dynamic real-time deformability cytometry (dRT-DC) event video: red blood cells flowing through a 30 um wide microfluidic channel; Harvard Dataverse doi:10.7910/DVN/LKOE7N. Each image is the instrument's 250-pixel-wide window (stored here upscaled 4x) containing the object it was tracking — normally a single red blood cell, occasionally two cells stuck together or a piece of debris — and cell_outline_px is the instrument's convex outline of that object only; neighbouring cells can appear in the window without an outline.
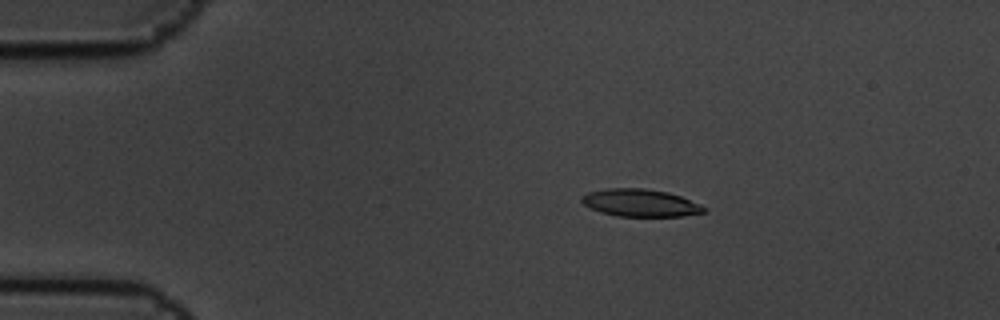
{"species": "common noctule bat (a hibernating species)", "species_latin": "Nyctalus noctula", "temperature_condition": "cold", "stored_images_in_passage": 6, "camera_frame_rate_fps": 3000, "um_per_image_px": 0.085, "animal": {"sex": "male", "body_mass_g": 19.5, "forearm_length_mm": 54.6}, "frame": {"image": 1, "passage_image": 4, "time_ms": 1.0, "image_size_px": [1000, 320], "cell_outline_px": [[704, 212], [684, 216], [616, 216], [600, 212], [584, 204], [580, 200], [580, 196], [588, 192], [608, 188], [644, 188], [668, 192], [680, 196], [700, 204], [704, 208]], "centroid_in_image_um": [54.39, 17.24], "position_along_channel_um": 30.6, "area_um2": 19.48}}